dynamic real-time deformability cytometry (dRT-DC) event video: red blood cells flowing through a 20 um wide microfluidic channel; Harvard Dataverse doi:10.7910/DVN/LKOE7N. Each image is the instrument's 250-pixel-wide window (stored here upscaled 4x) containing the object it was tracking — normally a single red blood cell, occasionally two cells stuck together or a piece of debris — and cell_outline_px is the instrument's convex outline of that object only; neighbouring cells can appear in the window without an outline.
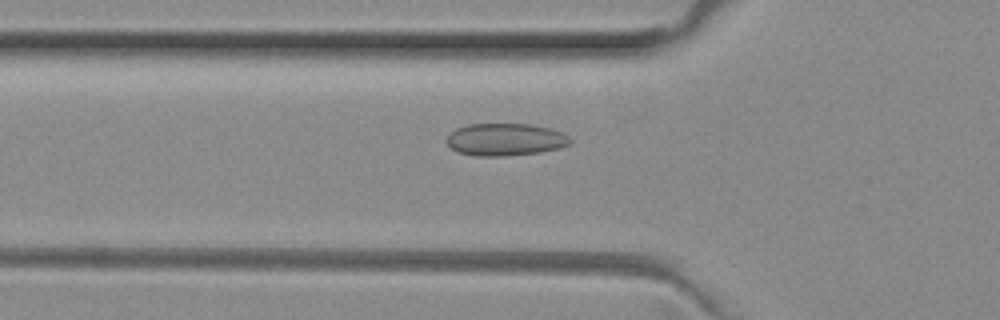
{"species": "common noctule bat (a hibernating species)", "species_latin": "Nyctalus noctula", "temperature_condition": "room temperature", "stored_images_in_passage": 38, "camera_frame_rate_fps": 3000, "um_per_image_px": 0.085, "animal": {"sex": "female", "body_mass_g": 29.2, "forearm_length_mm": 56.3}, "frame": {"image": 1, "passage_image": 9, "time_ms": 2.667, "image_size_px": [1000, 320], "cell_outline_px": [[572, 144], [560, 148], [540, 152], [500, 156], [476, 156], [456, 152], [444, 140], [456, 128], [468, 124], [532, 124], [548, 128], [560, 132], [568, 136], [572, 140]], "centroid_in_image_um": [42.94, 11.86], "position_along_channel_um": 82.9, "area_um2": 23.35}}
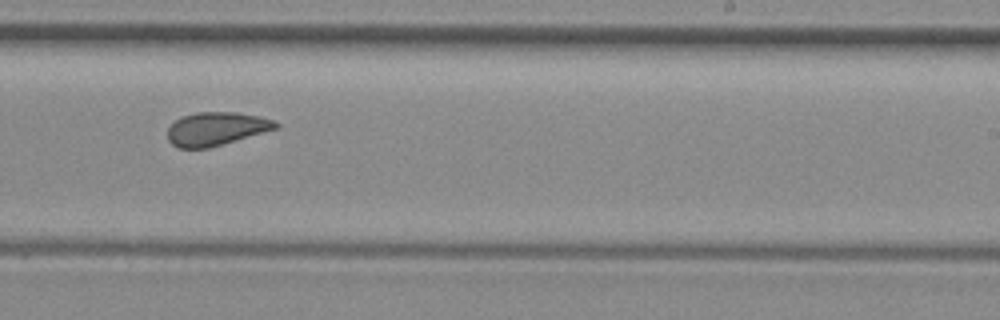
{"frame": {"image": 2, "passage_image": 23, "time_ms": 7.333, "image_size_px": [1000, 320], "cell_outline_px": [[280, 124], [276, 128], [208, 148], [176, 148], [168, 140], [168, 128], [180, 116], [196, 112], [236, 112], [256, 116], [272, 120]], "centroid_in_image_um": [18.31, 10.94], "position_along_channel_um": 270.7, "area_um2": 20.69}}
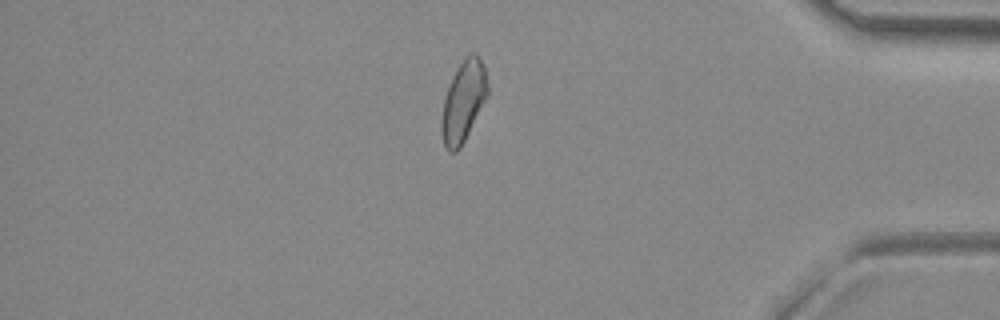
{"frame": {"image": 3, "passage_image": 35, "time_ms": 11.333, "image_size_px": [1000, 320], "cell_outline_px": [[488, 96], [460, 148], [456, 152], [448, 152], [444, 144], [440, 128], [440, 124], [444, 100], [452, 76], [456, 68], [472, 52], [484, 64], [488, 84]], "centroid_in_image_um": [39.38, 8.65], "position_along_channel_um": 395.8, "area_um2": 21.5}}